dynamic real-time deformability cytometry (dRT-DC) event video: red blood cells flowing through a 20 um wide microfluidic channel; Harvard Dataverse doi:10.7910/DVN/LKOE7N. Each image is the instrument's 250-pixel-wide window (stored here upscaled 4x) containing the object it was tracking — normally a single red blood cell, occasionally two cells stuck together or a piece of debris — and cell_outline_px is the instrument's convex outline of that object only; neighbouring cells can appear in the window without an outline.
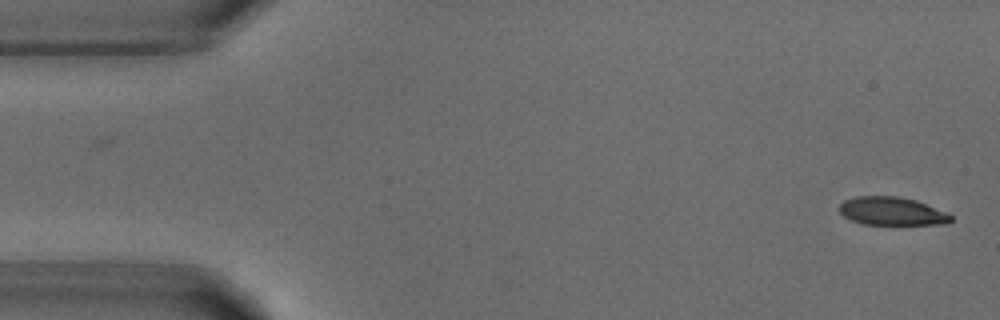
{"species": "common noctule bat (a hibernating species)", "species_latin": "Nyctalus noctula", "temperature_condition": "warm", "stored_images_in_passage": 2, "camera_frame_rate_fps": 3000, "um_per_image_px": 0.085, "animal": {"sex": "male", "body_mass_g": 18.8}, "frame": {"image": 1, "passage_image": 2, "time_ms": 1.0, "image_size_px": [1000, 320], "cell_outline_px": [[952, 220], [948, 224], [864, 224], [852, 220], [844, 216], [840, 212], [840, 204], [844, 200], [856, 196], [896, 196], [916, 200], [948, 212], [952, 216]], "centroid_in_image_um": [75.84, 17.94], "position_along_channel_um": 9.2, "area_um2": 18.32}}